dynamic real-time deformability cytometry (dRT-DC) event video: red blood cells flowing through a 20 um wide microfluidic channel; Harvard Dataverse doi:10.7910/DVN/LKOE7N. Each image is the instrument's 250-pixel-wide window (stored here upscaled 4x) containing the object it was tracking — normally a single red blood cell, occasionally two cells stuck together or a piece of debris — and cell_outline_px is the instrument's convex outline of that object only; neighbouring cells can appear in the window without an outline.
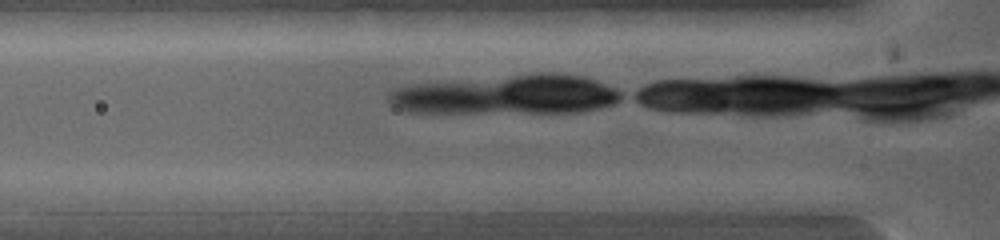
{"species": "common noctule bat (a hibernating species)", "species_latin": "Nyctalus noctula", "temperature_condition": "warm", "stored_images_in_passage": 7, "segment_of_instrument_passage": [2, 2], "camera_frame_rate_fps": 5000, "um_per_image_px": 0.085, "animal": {"sex": "female", "body_mass_g": 19.0, "forearm_length_mm": 53.3}, "frame": {"image": 1, "passage_image": 7, "time_ms": 1.2, "image_size_px": [1000, 240], "cell_outline_px": [[600, 200], [568, 212], [504, 212], [500, 204], [500, 200], [520, 192]], "centroid_in_image_um": [46.09, 17.27], "position_along_channel_um": 79.7, "area_um2": 10.06}}